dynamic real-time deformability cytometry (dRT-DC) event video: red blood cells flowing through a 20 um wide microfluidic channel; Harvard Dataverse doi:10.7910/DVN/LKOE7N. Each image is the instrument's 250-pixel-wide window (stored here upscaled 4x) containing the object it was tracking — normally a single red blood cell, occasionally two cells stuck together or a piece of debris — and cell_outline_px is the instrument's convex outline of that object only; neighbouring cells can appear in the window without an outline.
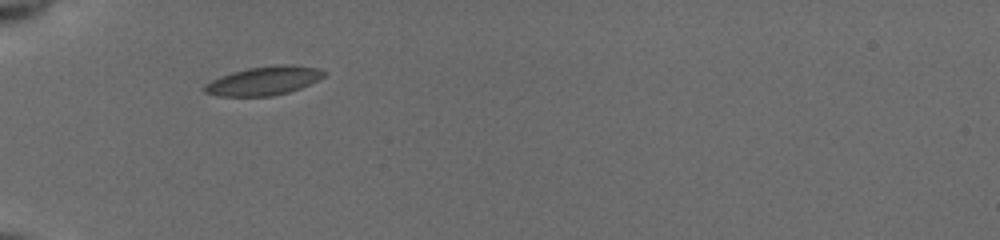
{"species": "common noctule bat (a hibernating species)", "species_latin": "Nyctalus noctula", "temperature_condition": "cold", "stored_images_in_passage": 5, "camera_frame_rate_fps": 3000, "um_per_image_px": 0.085, "animal": {"sex": "female", "body_mass_g": 19.5, "forearm_length_mm": 54.1}, "frame": {"image": 1, "passage_image": 1, "time_ms": 0.0, "image_size_px": [1000, 240], "cell_outline_px": [[324, 76], [300, 88], [288, 92], [272, 96], [216, 96], [204, 92], [200, 88], [204, 84], [220, 76], [232, 72], [248, 68], [276, 64], [292, 64], [316, 68], [324, 72]], "centroid_in_image_um": [22.34, 6.87], "position_along_channel_um": 62.7, "area_um2": 20.0}}